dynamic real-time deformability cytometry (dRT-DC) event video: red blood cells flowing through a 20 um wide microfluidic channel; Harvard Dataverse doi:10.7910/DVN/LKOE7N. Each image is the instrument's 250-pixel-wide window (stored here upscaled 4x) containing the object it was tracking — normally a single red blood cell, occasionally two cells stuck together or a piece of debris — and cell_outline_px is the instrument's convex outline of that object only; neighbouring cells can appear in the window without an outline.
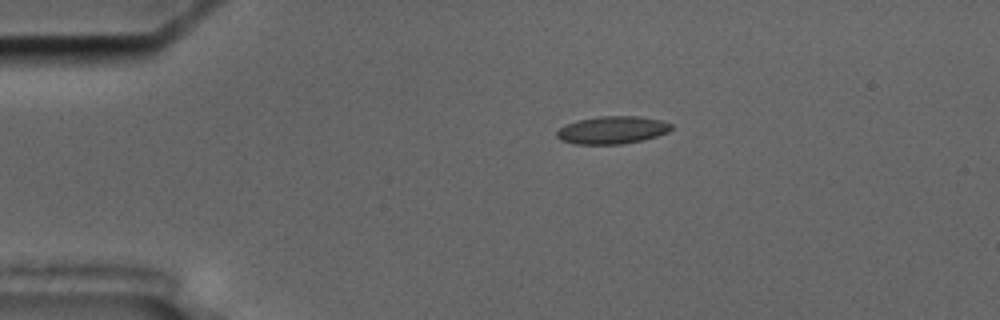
{"species": "common noctule bat (a hibernating species)", "species_latin": "Nyctalus noctula", "temperature_condition": "cold", "stored_images_in_passage": 45, "camera_frame_rate_fps": 3000, "um_per_image_px": 0.085, "animal": {"sex": "male", "body_mass_g": 17.5, "forearm_length_mm": 52.3}, "frame": {"image": 1, "passage_image": 1, "time_ms": 0.0, "image_size_px": [1000, 320], "cell_outline_px": [[672, 128], [668, 132], [656, 136], [640, 140], [620, 144], [576, 144], [560, 140], [556, 136], [556, 132], [564, 124], [580, 120], [600, 116], [636, 116], [660, 120], [672, 124]], "centroid_in_image_um": [52.01, 11.05], "position_along_channel_um": 33.0, "area_um2": 18.26}}
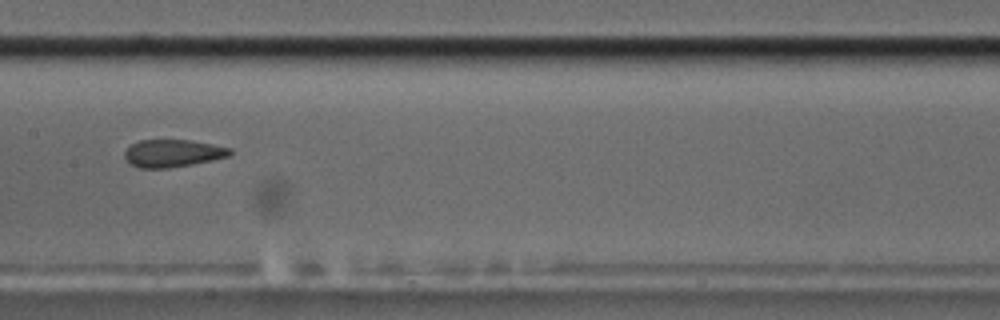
{"frame": {"image": 2, "passage_image": 18, "time_ms": 5.667, "image_size_px": [1000, 320], "cell_outline_px": [[232, 152], [228, 156], [212, 160], [192, 164], [168, 168], [140, 168], [132, 164], [124, 156], [124, 152], [132, 144], [140, 140], [188, 140], [212, 144], [232, 148]], "centroid_in_image_um": [14.7, 13.02], "position_along_channel_um": 192.7, "area_um2": 16.7}}
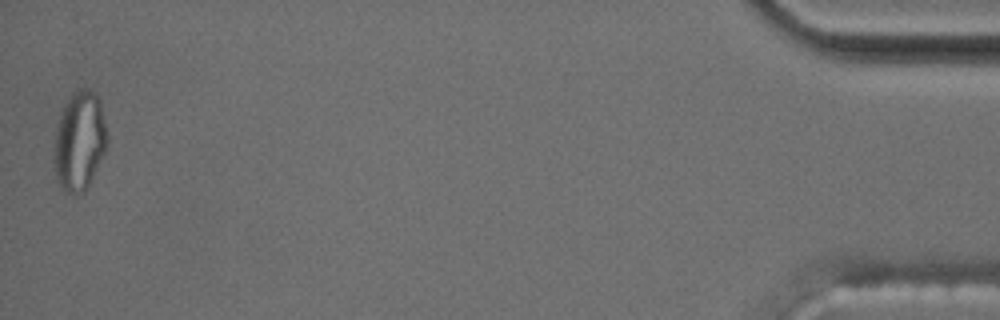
{"frame": {"image": 3, "passage_image": 45, "time_ms": 14.667, "image_size_px": [1000, 320], "cell_outline_px": [[108, 140], [104, 152], [84, 192], [68, 192], [60, 184], [56, 176], [56, 128], [60, 116], [72, 92], [80, 88], [88, 88], [96, 92], [100, 100], [108, 136]], "centroid_in_image_um": [6.8, 11.9], "position_along_channel_um": 428.4, "area_um2": 29.71}, "authors_computed_cell_mechanics": {"area_um2": 18.1492, "velocity_mm_per_s": 3.6253, "shape_relaxation_time_tau1_ms": null, "shape_relaxation_time_tau2_ms": 1.4378, "deformation_change_tau1": null, "deformation_change_tau2": 0.0938}}